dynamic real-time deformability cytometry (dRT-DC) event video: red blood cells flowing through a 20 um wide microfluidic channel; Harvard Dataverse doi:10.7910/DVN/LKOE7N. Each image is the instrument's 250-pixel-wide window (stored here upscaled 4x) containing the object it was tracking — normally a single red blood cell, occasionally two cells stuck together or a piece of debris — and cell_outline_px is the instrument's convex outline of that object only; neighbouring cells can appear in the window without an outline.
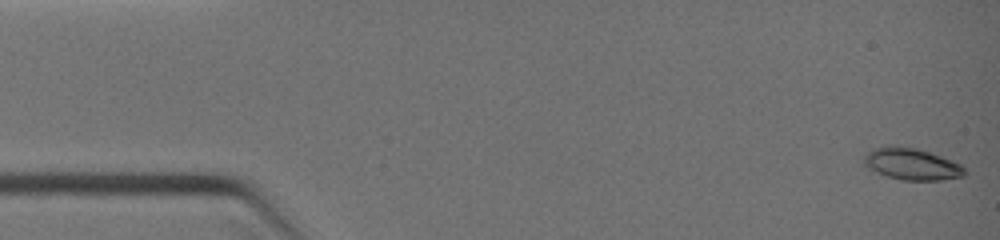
{"species": "common noctule bat (a hibernating species)", "species_latin": "Nyctalus noctula", "temperature_condition": "warm", "stored_images_in_passage": 32, "camera_frame_rate_fps": 3000, "um_per_image_px": 0.085, "animal": {"sex": "female", "body_mass_g": 19.0, "forearm_length_mm": 51.5}, "frame": {"image": 1, "passage_image": 1, "time_ms": 0.0, "image_size_px": [1000, 240], "cell_outline_px": [[964, 176], [940, 180], [904, 180], [888, 176], [868, 168], [864, 164], [864, 156], [868, 152], [876, 148], [888, 144], [892, 144], [916, 148], [952, 160], [960, 164], [964, 168]], "centroid_in_image_um": [77.48, 13.93], "position_along_channel_um": 7.5, "area_um2": 18.44}}
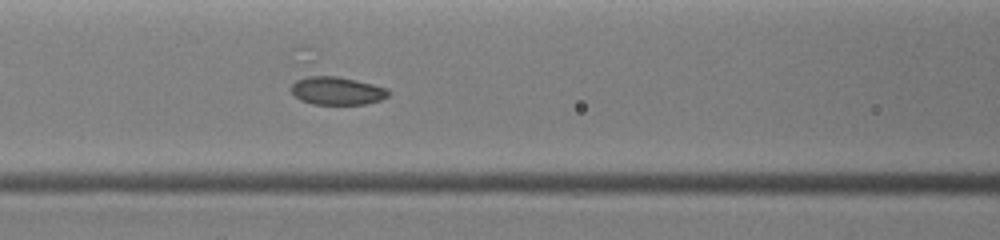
{"frame": {"image": 2, "passage_image": 16, "time_ms": 5.0, "image_size_px": [1000, 240], "cell_outline_px": [[392, 92], [388, 96], [380, 100], [364, 104], [312, 104], [300, 100], [292, 92], [292, 84], [296, 80], [308, 76], [336, 76], [356, 80], [388, 88]], "centroid_in_image_um": [28.67, 7.72], "position_along_channel_um": 137.9, "area_um2": 15.84}}
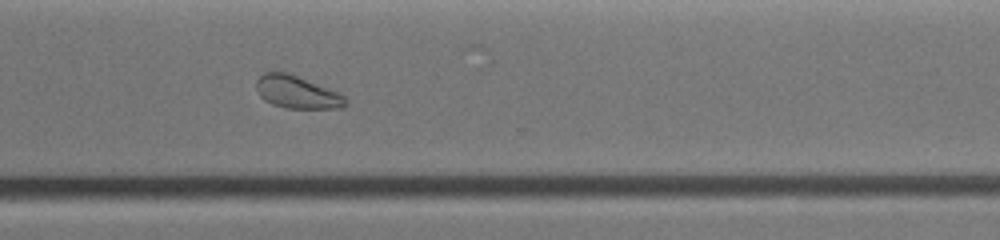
{"frame": {"image": 3, "passage_image": 31, "time_ms": 9.0, "image_size_px": [1000, 240], "cell_outline_px": [[348, 104], [340, 108], [284, 108], [272, 104], [264, 100], [260, 96], [256, 88], [256, 80], [264, 72], [288, 72], [340, 92], [348, 100]], "centroid_in_image_um": [25.26, 7.83], "position_along_channel_um": 345.3, "area_um2": 17.17}}